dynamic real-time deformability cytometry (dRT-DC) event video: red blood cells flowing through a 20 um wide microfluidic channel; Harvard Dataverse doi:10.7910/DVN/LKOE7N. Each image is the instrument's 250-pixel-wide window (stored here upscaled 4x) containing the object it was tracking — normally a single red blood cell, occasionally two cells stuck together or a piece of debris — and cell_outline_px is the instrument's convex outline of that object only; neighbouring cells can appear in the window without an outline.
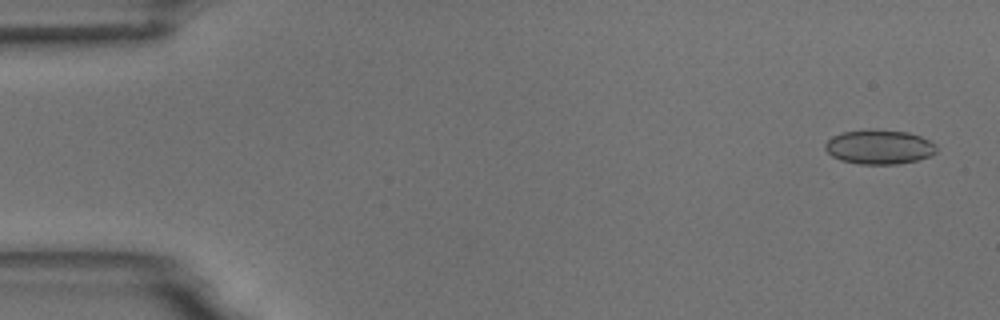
{"species": "common noctule bat (a hibernating species)", "species_latin": "Nyctalus noctula", "temperature_condition": "room temperature", "stored_images_in_passage": 5, "camera_frame_rate_fps": 3000, "um_per_image_px": 0.085, "animal": {"sex": "male", "body_mass_g": 18.8}, "frame": {"image": 1, "passage_image": 1, "time_ms": 0.0, "image_size_px": [1000, 320], "cell_outline_px": [[936, 152], [932, 156], [916, 160], [896, 164], [860, 164], [840, 160], [832, 156], [824, 148], [824, 144], [832, 136], [840, 132], [908, 132], [920, 136], [936, 144]], "centroid_in_image_um": [74.74, 12.54], "position_along_channel_um": 10.3, "area_um2": 21.62}}
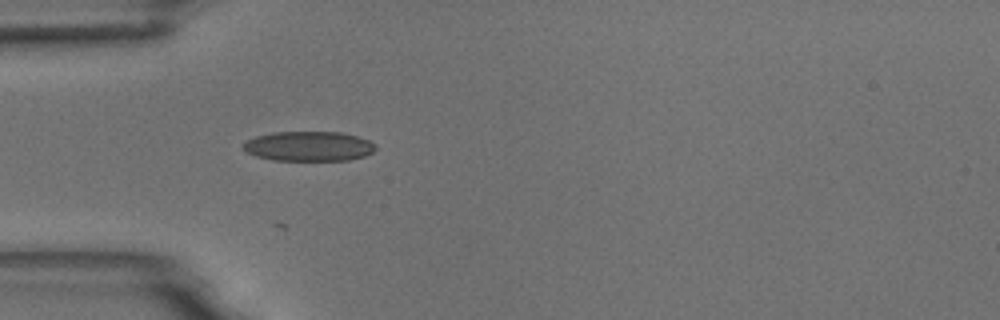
{"frame": {"image": 2, "passage_image": 5, "time_ms": 4.667, "image_size_px": [1000, 320], "cell_outline_px": [[376, 148], [372, 152], [364, 156], [348, 160], [272, 160], [256, 156], [248, 152], [244, 148], [244, 144], [248, 140], [256, 136], [272, 132], [340, 132], [356, 136], [368, 140], [376, 144]], "centroid_in_image_um": [26.27, 12.43], "position_along_channel_um": 58.7, "area_um2": 22.77}}